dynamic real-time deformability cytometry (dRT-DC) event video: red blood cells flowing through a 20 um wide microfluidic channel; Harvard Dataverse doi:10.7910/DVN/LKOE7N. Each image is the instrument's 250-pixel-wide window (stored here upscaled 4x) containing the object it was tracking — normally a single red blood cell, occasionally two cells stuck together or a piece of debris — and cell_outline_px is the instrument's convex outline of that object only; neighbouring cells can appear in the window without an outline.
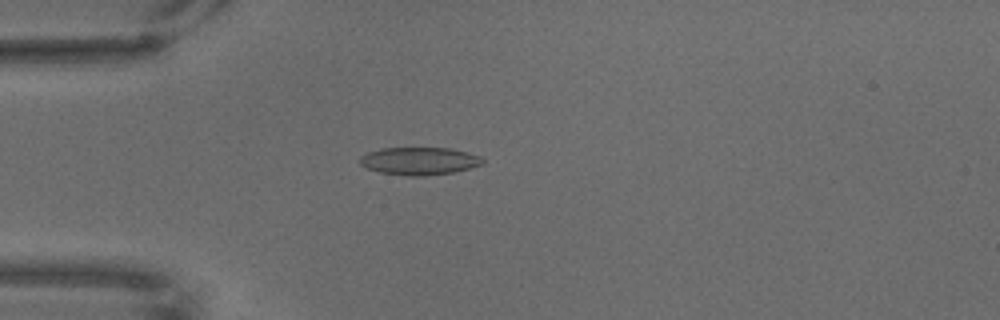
{"species": "common noctule bat (a hibernating species)", "species_latin": "Nyctalus noctula", "temperature_condition": "warm", "stored_images_in_passage": 62, "camera_frame_rate_fps": 3000, "um_per_image_px": 0.085, "animal": {"sex": "male", "body_mass_g": 18.8}, "frame": {"image": 1, "passage_image": 19, "time_ms": 6.0, "image_size_px": [1000, 320], "cell_outline_px": [[484, 164], [452, 172], [424, 176], [408, 176], [380, 172], [364, 168], [360, 164], [360, 156], [368, 152], [380, 148], [452, 148], [468, 152], [480, 156], [484, 160]], "centroid_in_image_um": [35.62, 13.68], "position_along_channel_um": 49.4, "area_um2": 19.88}}
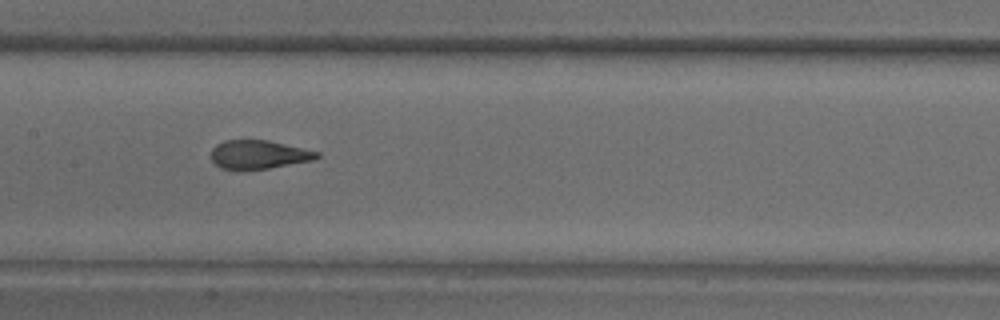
{"frame": {"image": 2, "passage_image": 34, "time_ms": 11.0, "image_size_px": [1000, 320], "cell_outline_px": [[320, 156], [312, 160], [268, 168], [244, 172], [236, 172], [220, 168], [212, 160], [212, 148], [216, 144], [224, 140], [268, 140], [320, 152]], "centroid_in_image_um": [21.93, 13.17], "position_along_channel_um": 185.5, "area_um2": 18.03}}
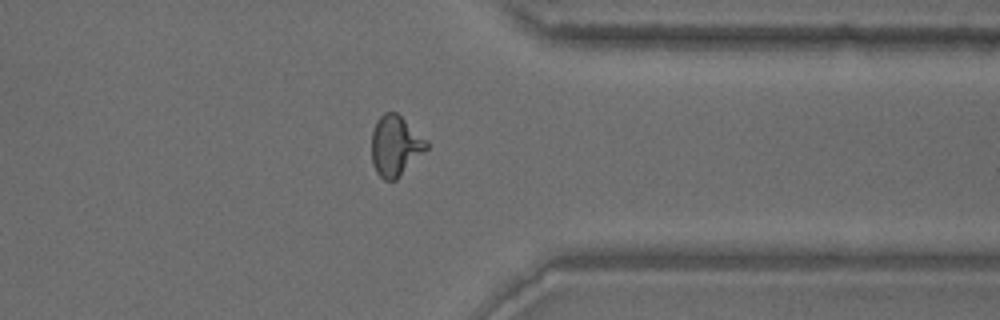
{"frame": {"image": 3, "passage_image": 54, "time_ms": 17.667, "image_size_px": [1000, 320], "cell_outline_px": [[428, 148], [396, 180], [384, 180], [376, 172], [372, 164], [372, 132], [376, 120], [384, 112], [396, 112], [428, 140]], "centroid_in_image_um": [33.6, 12.39], "position_along_channel_um": 377.8, "area_um2": 19.36}}